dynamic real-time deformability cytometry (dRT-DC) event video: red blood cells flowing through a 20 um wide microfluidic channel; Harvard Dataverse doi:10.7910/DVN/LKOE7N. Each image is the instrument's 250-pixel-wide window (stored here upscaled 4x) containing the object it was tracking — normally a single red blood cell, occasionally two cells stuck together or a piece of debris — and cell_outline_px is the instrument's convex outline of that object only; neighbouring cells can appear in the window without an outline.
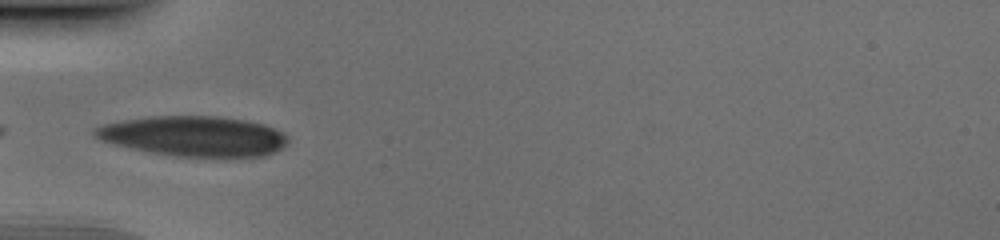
{"species": "human", "species_latin": "Homo sapiens", "temperature_condition": "cold", "stored_images_in_passage": 29, "camera_frame_rate_fps": 3000, "um_per_image_px": 0.085, "donor": {"sex": "male"}, "frame": {"image": 1, "passage_image": 1, "time_ms": 0.0, "image_size_px": [1000, 240], "cell_outline_px": [[288, 140], [280, 148], [264, 156], [172, 156], [112, 144], [100, 140], [92, 136], [92, 128], [104, 124], [124, 120], [148, 116], [216, 116], [244, 120], [264, 124], [284, 132], [288, 136]], "centroid_in_image_um": [16.42, 11.56], "position_along_channel_um": 68.6, "area_um2": 45.03}}
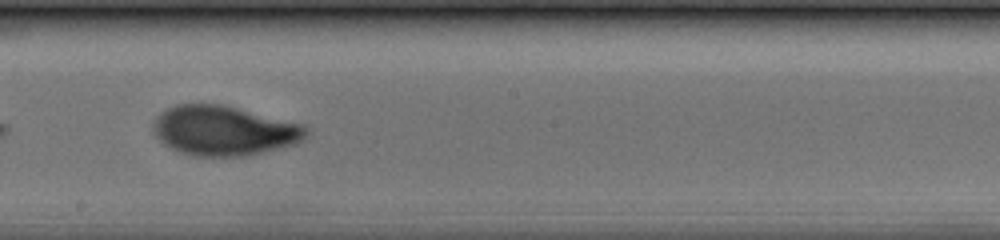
{"frame": {"image": 2, "passage_image": 13, "time_ms": 4.0, "image_size_px": [1000, 240], "cell_outline_px": [[308, 136], [296, 144], [248, 156], [192, 156], [180, 152], [164, 144], [152, 132], [152, 120], [160, 112], [176, 104], [224, 104], [304, 124], [308, 128]], "centroid_in_image_um": [19.04, 11.1], "position_along_channel_um": 229.2, "area_um2": 44.91}}
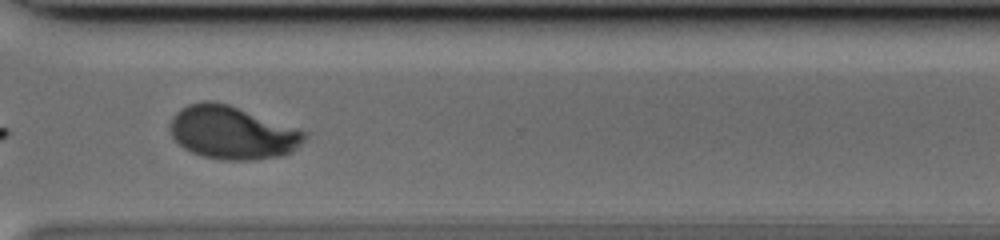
{"frame": {"image": 3, "passage_image": 22, "time_ms": 7.0, "image_size_px": [1000, 240], "cell_outline_px": [[308, 136], [292, 152], [280, 156], [256, 160], [220, 160], [204, 156], [192, 152], [184, 148], [172, 136], [168, 124], [172, 116], [180, 108], [188, 104], [204, 100], [212, 100], [228, 104], [308, 132]], "centroid_in_image_um": [19.72, 11.27], "position_along_channel_um": 350.9, "area_um2": 41.73}}